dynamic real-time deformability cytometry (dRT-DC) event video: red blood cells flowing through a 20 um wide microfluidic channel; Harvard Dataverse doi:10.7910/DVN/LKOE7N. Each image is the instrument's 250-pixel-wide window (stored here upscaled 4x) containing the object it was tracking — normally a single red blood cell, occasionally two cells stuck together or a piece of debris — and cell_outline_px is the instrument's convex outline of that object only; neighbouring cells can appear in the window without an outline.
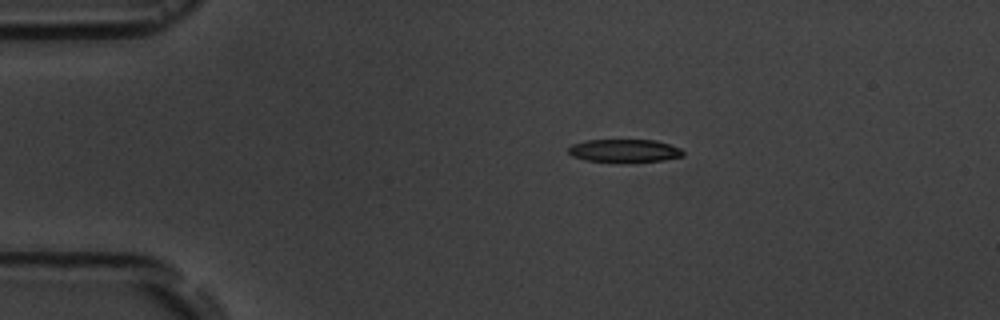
{"species": "common noctule bat (a hibernating species)", "species_latin": "Nyctalus noctula", "temperature_condition": "room temperature", "stored_images_in_passage": 7, "camera_frame_rate_fps": 3000, "um_per_image_px": 0.085, "animal": {"sex": "male", "body_mass_g": 19.5, "forearm_length_mm": 54.6}, "frame": {"image": 1, "passage_image": 1, "time_ms": 0.0, "image_size_px": [1000, 320], "cell_outline_px": [[684, 156], [664, 160], [584, 160], [572, 156], [568, 152], [568, 148], [572, 144], [584, 140], [656, 140], [680, 148], [684, 152]], "centroid_in_image_um": [53.06, 12.77], "position_along_channel_um": 31.9, "area_um2": 14.8}}
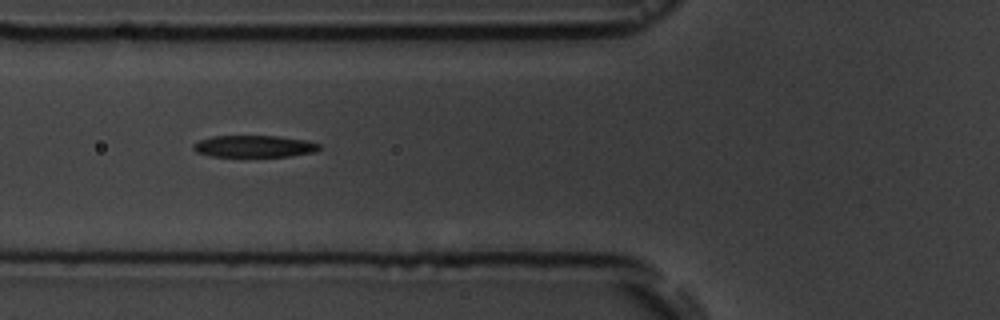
{"frame": {"image": 2, "passage_image": 4, "time_ms": 3.333, "image_size_px": [1000, 320], "cell_outline_px": [[320, 148], [316, 152], [288, 156], [212, 156], [196, 152], [192, 148], [192, 144], [200, 140], [212, 136], [276, 136], [308, 140], [320, 144]], "centroid_in_image_um": [21.61, 12.43], "position_along_channel_um": 104.2, "area_um2": 16.01}}
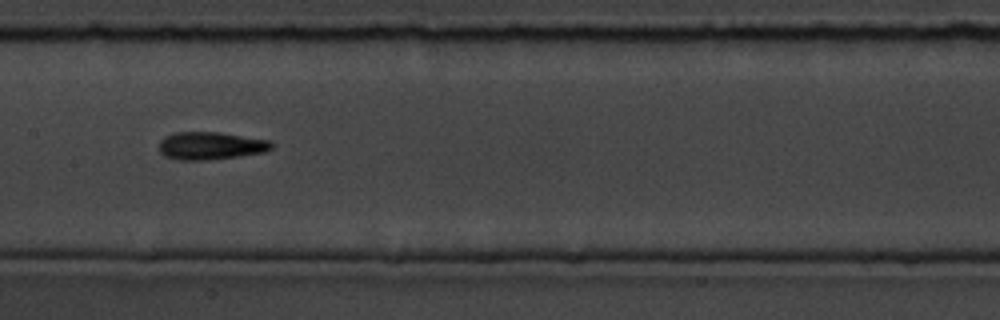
{"frame": {"image": 3, "passage_image": 6, "time_ms": 5.667, "image_size_px": [1000, 320], "cell_outline_px": [[276, 144], [272, 148], [264, 152], [240, 156], [208, 160], [180, 160], [164, 156], [160, 152], [160, 140], [164, 136], [172, 132], [220, 132], [272, 140]], "centroid_in_image_um": [17.94, 12.38], "position_along_channel_um": 189.5, "area_um2": 18.5}}